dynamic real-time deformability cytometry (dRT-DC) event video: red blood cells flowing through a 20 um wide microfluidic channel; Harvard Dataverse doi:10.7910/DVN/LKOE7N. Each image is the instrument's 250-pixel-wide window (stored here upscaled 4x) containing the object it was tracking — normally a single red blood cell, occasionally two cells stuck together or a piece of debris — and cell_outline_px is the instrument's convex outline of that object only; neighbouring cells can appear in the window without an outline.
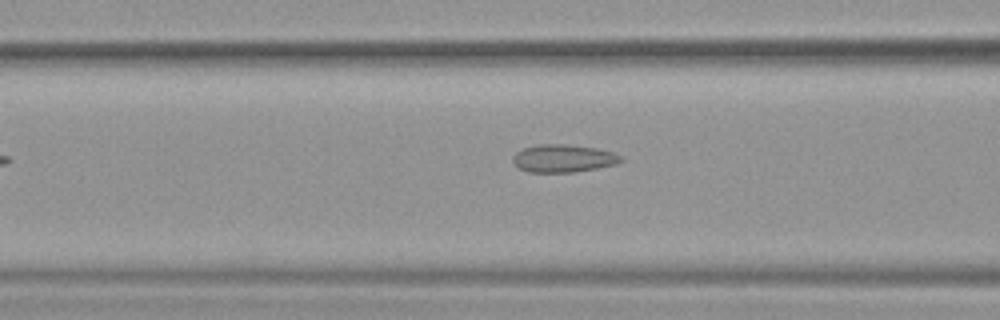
{"species": "common noctule bat (a hibernating species)", "species_latin": "Nyctalus noctula", "temperature_condition": "warm", "stored_images_in_passage": 8, "camera_frame_rate_fps": 3000, "um_per_image_px": 0.085, "animal": {"sex": "female", "body_mass_g": 19.9}, "frame": {"image": 1, "passage_image": 6, "time_ms": 1.667, "image_size_px": [1000, 320], "cell_outline_px": [[624, 160], [616, 164], [576, 172], [528, 172], [512, 164], [512, 156], [516, 152], [524, 148], [540, 144], [564, 144], [596, 148], [612, 152], [620, 156]], "centroid_in_image_um": [47.85, 13.46], "position_along_channel_um": 118.8, "area_um2": 17.46}}